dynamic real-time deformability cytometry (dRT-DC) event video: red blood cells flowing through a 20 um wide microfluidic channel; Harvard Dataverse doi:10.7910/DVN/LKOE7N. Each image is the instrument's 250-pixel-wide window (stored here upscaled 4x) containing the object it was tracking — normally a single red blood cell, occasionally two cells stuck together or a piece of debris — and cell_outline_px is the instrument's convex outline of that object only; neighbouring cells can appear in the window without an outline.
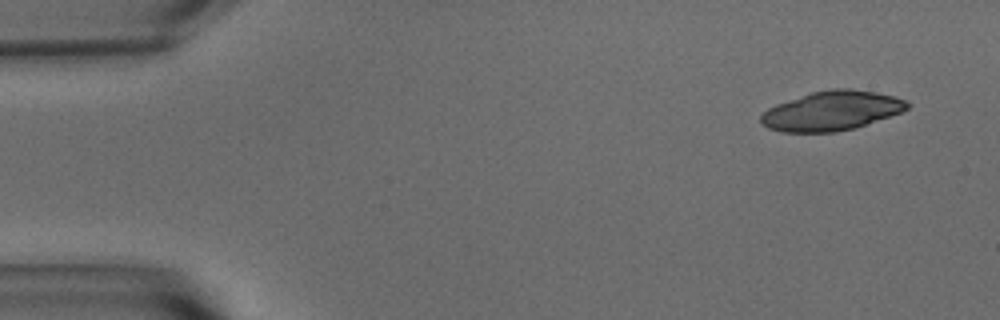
{"species": "common noctule bat (a hibernating species)", "species_latin": "Nyctalus noctula", "temperature_condition": "warm", "stored_images_in_passage": 52, "camera_frame_rate_fps": 3000, "um_per_image_px": 0.085, "animal": {"sex": "male", "body_mass_g": 15.6}, "frame": {"image": 1, "passage_image": 1, "time_ms": 0.0, "image_size_px": [1000, 320], "cell_outline_px": [[912, 104], [908, 108], [900, 112], [852, 128], [836, 132], [784, 132], [768, 128], [760, 124], [760, 116], [768, 108], [776, 104], [812, 92], [832, 88], [848, 88], [876, 92], [892, 96], [904, 100]], "centroid_in_image_um": [70.65, 9.41], "position_along_channel_um": 14.4, "area_um2": 33.23}}